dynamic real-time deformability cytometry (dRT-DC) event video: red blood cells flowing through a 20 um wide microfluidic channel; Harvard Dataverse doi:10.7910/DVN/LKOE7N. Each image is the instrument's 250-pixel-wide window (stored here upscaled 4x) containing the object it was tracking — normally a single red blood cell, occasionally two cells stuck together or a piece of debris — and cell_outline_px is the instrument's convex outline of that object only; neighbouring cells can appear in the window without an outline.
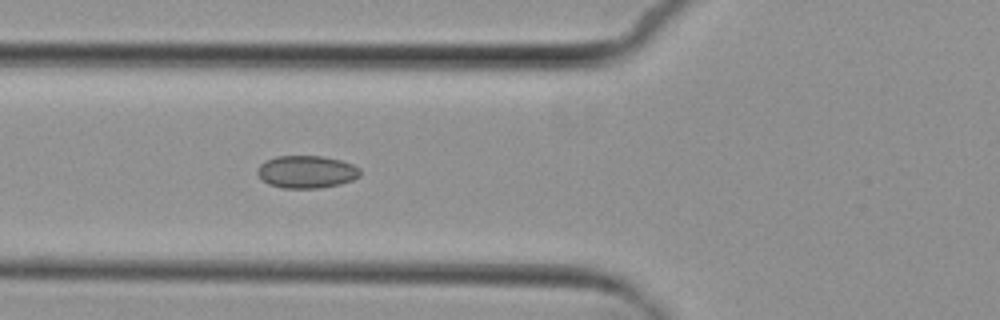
{"species": "common noctule bat (a hibernating species)", "species_latin": "Nyctalus noctula", "temperature_condition": "cold", "stored_images_in_passage": 6, "camera_frame_rate_fps": 3000, "um_per_image_px": 0.085, "animal": {"sex": "female", "body_mass_g": 29.2, "forearm_length_mm": 56.3}, "frame": {"image": 1, "passage_image": 6, "time_ms": 6.667, "image_size_px": [1000, 320], "cell_outline_px": [[360, 176], [352, 180], [340, 184], [320, 188], [284, 188], [268, 184], [256, 172], [260, 164], [276, 156], [324, 156], [340, 160], [352, 164], [360, 168]], "centroid_in_image_um": [26.08, 14.6], "position_along_channel_um": 99.7, "area_um2": 19.42}}